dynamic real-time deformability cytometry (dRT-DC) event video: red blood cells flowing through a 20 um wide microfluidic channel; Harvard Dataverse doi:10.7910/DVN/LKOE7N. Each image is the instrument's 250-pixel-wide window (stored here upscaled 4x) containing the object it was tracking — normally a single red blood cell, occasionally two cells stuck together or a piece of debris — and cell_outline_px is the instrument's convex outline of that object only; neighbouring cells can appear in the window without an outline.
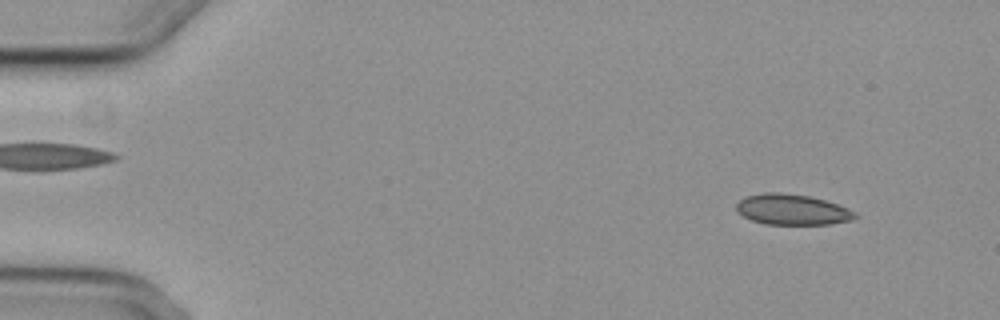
{"species": "common noctule bat (a hibernating species)", "species_latin": "Nyctalus noctula", "temperature_condition": "cold", "stored_images_in_passage": 3, "camera_frame_rate_fps": 3000, "um_per_image_px": 0.085, "animal": {"sex": "female", "body_mass_g": 29.2, "forearm_length_mm": 56.3}, "frame": {"image": 1, "passage_image": 2, "time_ms": 1.667, "image_size_px": [1000, 320], "cell_outline_px": [[860, 216], [852, 220], [832, 224], [764, 224], [752, 220], [736, 212], [736, 204], [744, 196], [764, 192], [780, 192], [808, 196], [824, 200], [848, 208], [856, 212]], "centroid_in_image_um": [67.33, 17.81], "position_along_channel_um": 17.7, "area_um2": 21.33}}